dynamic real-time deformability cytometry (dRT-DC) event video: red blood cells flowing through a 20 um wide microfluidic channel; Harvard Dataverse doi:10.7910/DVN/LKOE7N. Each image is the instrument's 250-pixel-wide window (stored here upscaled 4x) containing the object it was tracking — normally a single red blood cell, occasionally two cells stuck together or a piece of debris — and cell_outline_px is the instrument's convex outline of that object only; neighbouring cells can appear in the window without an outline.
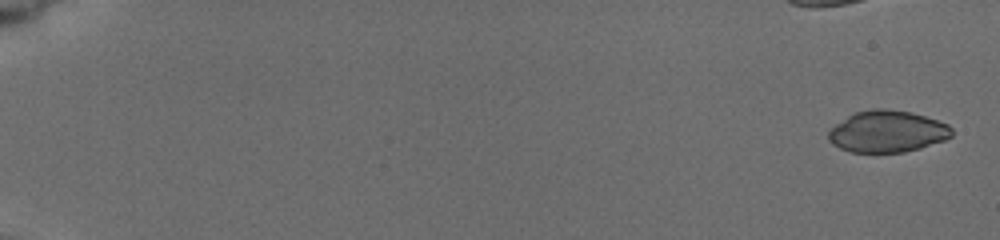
{"species": "common noctule bat (a hibernating species)", "species_latin": "Nyctalus noctula", "temperature_condition": "cold", "stored_images_in_passage": 8, "camera_frame_rate_fps": 3000, "um_per_image_px": 0.085, "animal": {"sex": "female", "body_mass_g": 19.5, "forearm_length_mm": 54.1}, "frame": {"image": 1, "passage_image": 1, "time_ms": 0.0, "image_size_px": [1000, 240], "cell_outline_px": [[952, 136], [944, 140], [920, 148], [904, 152], [852, 152], [840, 148], [832, 144], [828, 140], [828, 132], [836, 124], [848, 116], [856, 112], [872, 108], [884, 108], [908, 112], [924, 116], [948, 124], [952, 128]], "centroid_in_image_um": [75.41, 11.18], "position_along_channel_um": 9.6, "area_um2": 29.77}}